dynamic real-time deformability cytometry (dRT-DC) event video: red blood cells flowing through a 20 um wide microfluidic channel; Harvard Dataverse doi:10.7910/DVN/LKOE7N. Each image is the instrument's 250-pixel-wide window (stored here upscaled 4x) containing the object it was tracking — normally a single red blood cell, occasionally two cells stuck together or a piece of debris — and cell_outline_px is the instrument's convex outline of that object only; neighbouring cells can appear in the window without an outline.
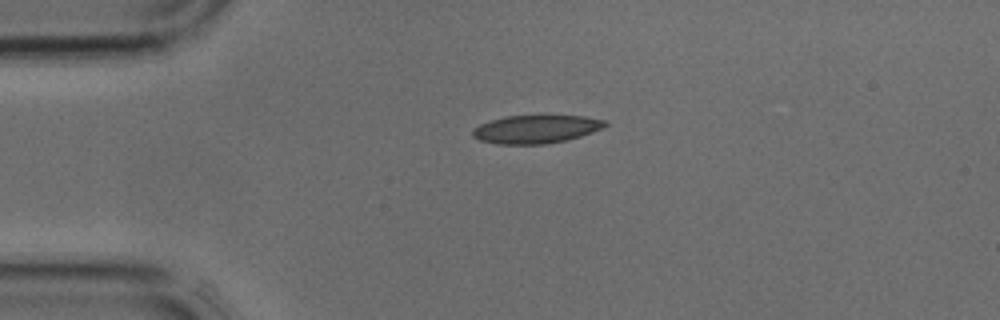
{"species": "common noctule bat (a hibernating species)", "species_latin": "Nyctalus noctula", "temperature_condition": "cold", "stored_images_in_passage": 2, "camera_frame_rate_fps": 3000, "um_per_image_px": 0.085, "animal": {"sex": "male", "body_mass_g": 17.9, "forearm_length_mm": 54.2}, "frame": {"image": 1, "passage_image": 1, "time_ms": 0.0, "image_size_px": [1000, 320], "cell_outline_px": [[608, 124], [592, 132], [580, 136], [564, 140], [544, 144], [496, 144], [480, 140], [472, 136], [472, 128], [480, 124], [504, 116], [584, 116], [608, 120]], "centroid_in_image_um": [45.53, 10.98], "position_along_channel_um": 39.5, "area_um2": 21.62}}